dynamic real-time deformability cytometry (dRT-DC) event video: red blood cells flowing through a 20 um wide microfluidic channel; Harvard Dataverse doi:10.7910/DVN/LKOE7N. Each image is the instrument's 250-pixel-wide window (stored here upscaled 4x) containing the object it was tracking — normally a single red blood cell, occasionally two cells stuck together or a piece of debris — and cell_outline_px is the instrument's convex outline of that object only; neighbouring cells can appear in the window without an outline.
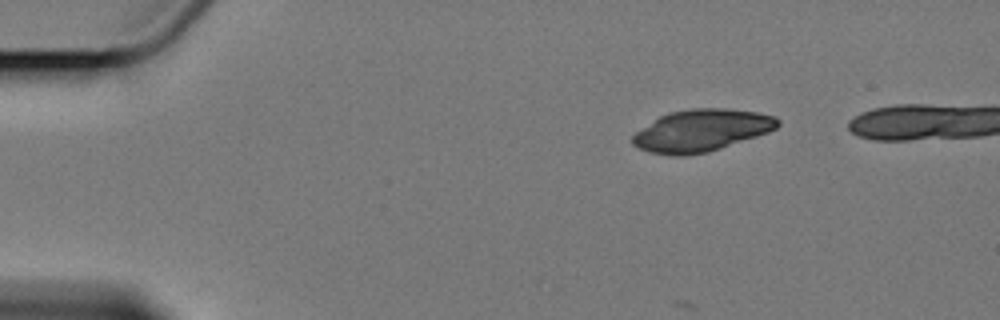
{"species": "Egyptian fruit bat (a non-hibernating species)", "species_latin": "Rousettus aegyptiacus", "temperature_condition": "cold", "stored_images_in_passage": 4, "camera_frame_rate_fps": 3000, "um_per_image_px": 0.085, "animal": {"sex": "female"}, "frame": {"image": 1, "passage_image": 1, "time_ms": 0.0, "image_size_px": [1000, 320], "cell_outline_px": [[780, 124], [776, 128], [768, 132], [708, 152], [684, 156], [672, 156], [648, 152], [632, 144], [632, 136], [636, 132], [660, 116], [668, 112], [692, 108], [724, 108], [756, 112], [772, 116], [780, 120]], "centroid_in_image_um": [59.6, 11.09], "position_along_channel_um": 25.4, "area_um2": 35.32}}